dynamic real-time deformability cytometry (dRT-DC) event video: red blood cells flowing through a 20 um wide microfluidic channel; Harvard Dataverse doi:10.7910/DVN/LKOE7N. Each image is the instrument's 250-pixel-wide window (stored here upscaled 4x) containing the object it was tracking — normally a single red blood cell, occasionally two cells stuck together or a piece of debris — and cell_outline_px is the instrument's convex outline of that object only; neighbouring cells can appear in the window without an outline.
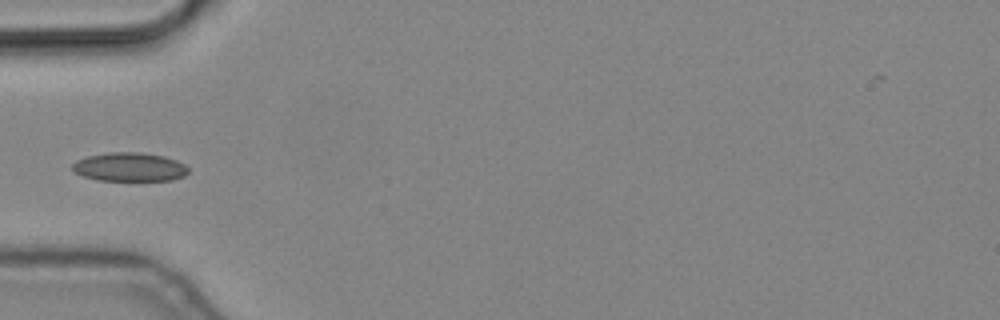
{"species": "common noctule bat (a hibernating species)", "species_latin": "Nyctalus noctula", "temperature_condition": "cold", "stored_images_in_passage": 5, "camera_frame_rate_fps": 3000, "um_per_image_px": 0.085, "animal": {"sex": "male", "body_mass_g": 19.2, "forearm_length_mm": 51.8}, "frame": {"image": 1, "passage_image": 5, "time_ms": 1.333, "image_size_px": [1000, 320], "cell_outline_px": [[188, 172], [184, 176], [172, 180], [96, 180], [72, 172], [72, 164], [76, 160], [88, 156], [108, 152], [140, 152], [164, 156], [176, 160], [184, 164], [188, 168]], "centroid_in_image_um": [10.99, 14.19], "position_along_channel_um": 74.0, "area_um2": 19.48}}